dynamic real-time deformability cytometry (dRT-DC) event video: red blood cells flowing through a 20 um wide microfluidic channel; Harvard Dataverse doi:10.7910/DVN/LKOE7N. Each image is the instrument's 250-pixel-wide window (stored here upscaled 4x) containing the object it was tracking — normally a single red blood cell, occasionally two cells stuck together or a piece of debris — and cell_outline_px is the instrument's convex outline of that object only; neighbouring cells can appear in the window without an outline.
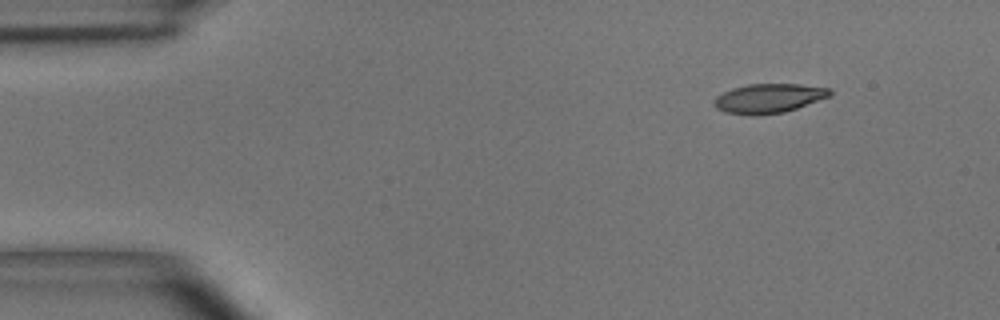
{"species": "common noctule bat (a hibernating species)", "species_latin": "Nyctalus noctula", "temperature_condition": "room temperature", "stored_images_in_passage": 3, "camera_frame_rate_fps": 3000, "um_per_image_px": 0.085, "animal": {"sex": "male", "body_mass_g": 15.6}, "frame": {"image": 1, "passage_image": 1, "time_ms": 0.0, "image_size_px": [1000, 320], "cell_outline_px": [[832, 96], [784, 112], [756, 116], [752, 116], [724, 112], [716, 108], [716, 96], [732, 88], [748, 84], [800, 84], [832, 88]], "centroid_in_image_um": [65.39, 8.36], "position_along_channel_um": 19.6, "area_um2": 19.88}}